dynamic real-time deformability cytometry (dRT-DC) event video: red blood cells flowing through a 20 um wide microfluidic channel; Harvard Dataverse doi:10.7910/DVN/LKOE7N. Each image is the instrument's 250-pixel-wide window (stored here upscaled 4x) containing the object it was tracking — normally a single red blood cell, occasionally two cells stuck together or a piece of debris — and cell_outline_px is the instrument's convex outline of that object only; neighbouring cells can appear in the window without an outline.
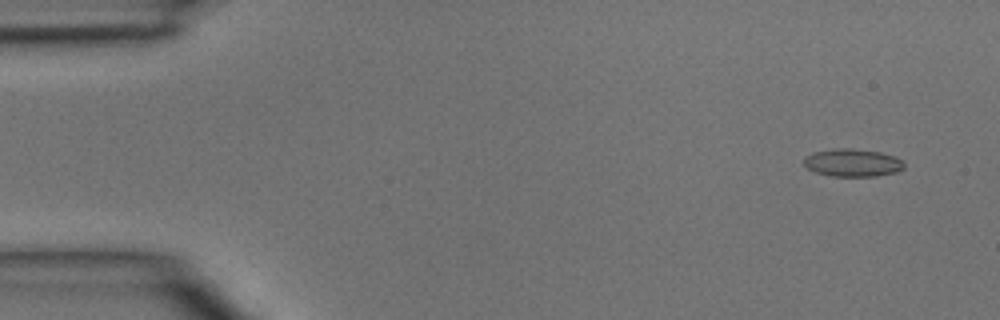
{"species": "common noctule bat (a hibernating species)", "species_latin": "Nyctalus noctula", "temperature_condition": "room temperature", "stored_images_in_passage": 5, "camera_frame_rate_fps": 3000, "um_per_image_px": 0.085, "animal": {"sex": "male", "body_mass_g": 15.6}, "frame": {"image": 1, "passage_image": 1, "time_ms": 0.0, "image_size_px": [1000, 320], "cell_outline_px": [[904, 168], [896, 172], [876, 176], [832, 176], [816, 172], [808, 168], [804, 164], [804, 156], [812, 152], [832, 148], [852, 148], [880, 152], [892, 156], [900, 160], [904, 164]], "centroid_in_image_um": [72.42, 13.82], "position_along_channel_um": 12.6, "area_um2": 16.18}}
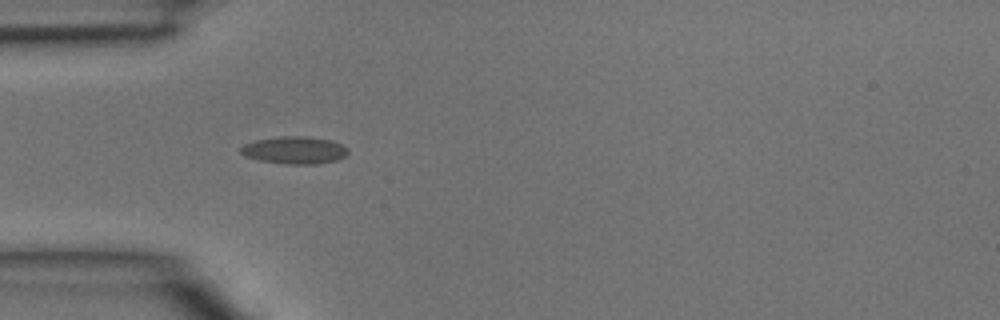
{"frame": {"image": 2, "passage_image": 4, "time_ms": 1.0, "image_size_px": [1000, 320], "cell_outline_px": [[348, 152], [344, 156], [336, 160], [316, 164], [284, 164], [260, 160], [244, 156], [240, 152], [240, 148], [244, 144], [256, 140], [280, 136], [304, 136], [332, 140], [348, 148]], "centroid_in_image_um": [25.02, 12.76], "position_along_channel_um": 60.0, "area_um2": 17.11}}